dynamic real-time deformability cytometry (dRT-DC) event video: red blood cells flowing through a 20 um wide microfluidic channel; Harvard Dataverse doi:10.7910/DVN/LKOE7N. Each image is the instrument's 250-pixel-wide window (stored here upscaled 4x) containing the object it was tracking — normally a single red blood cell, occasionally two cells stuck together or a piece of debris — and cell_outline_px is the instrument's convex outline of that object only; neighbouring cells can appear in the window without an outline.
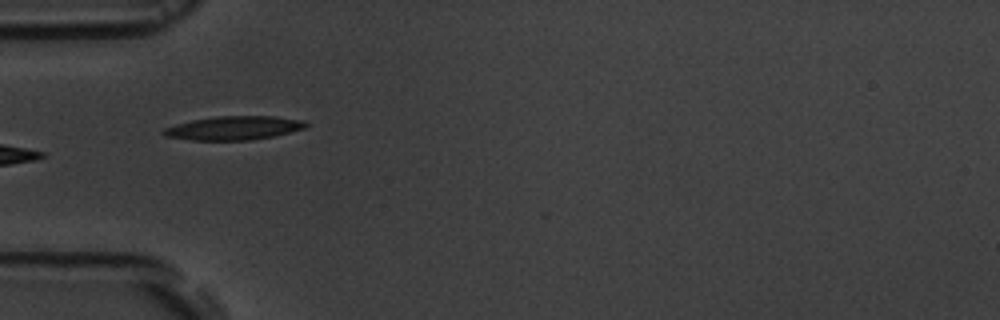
{"species": "common noctule bat (a hibernating species)", "species_latin": "Nyctalus noctula", "temperature_condition": "room temperature", "stored_images_in_passage": 17, "camera_frame_rate_fps": 3000, "um_per_image_px": 0.085, "animal": {"sex": "male", "body_mass_g": 19.5, "forearm_length_mm": 54.6}, "frame": {"image": 1, "passage_image": 6, "time_ms": 6.0, "image_size_px": [1000, 320], "cell_outline_px": [[308, 124], [304, 128], [272, 136], [252, 140], [192, 140], [164, 136], [160, 132], [164, 128], [176, 124], [192, 120], [216, 116], [276, 116], [304, 120]], "centroid_in_image_um": [19.84, 10.87], "position_along_channel_um": 65.2, "area_um2": 19.65}}
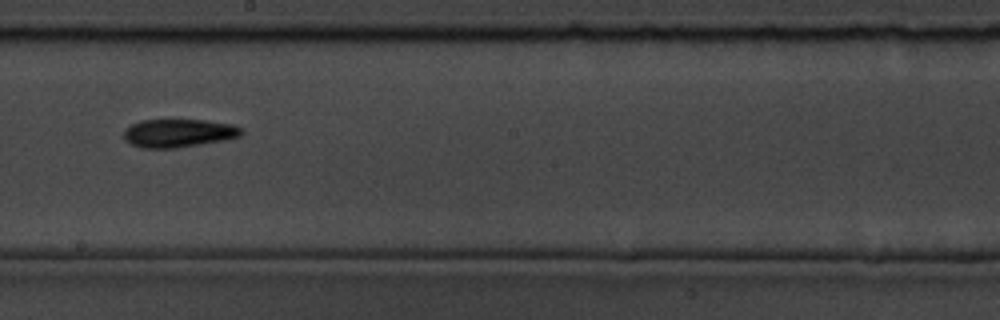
{"frame": {"image": 2, "passage_image": 10, "time_ms": 10.667, "image_size_px": [1000, 320], "cell_outline_px": [[244, 132], [240, 136], [224, 140], [176, 148], [140, 148], [124, 140], [124, 128], [140, 120], [204, 120], [232, 124], [240, 128]], "centroid_in_image_um": [15.14, 11.31], "position_along_channel_um": 233.1, "area_um2": 19.36}}
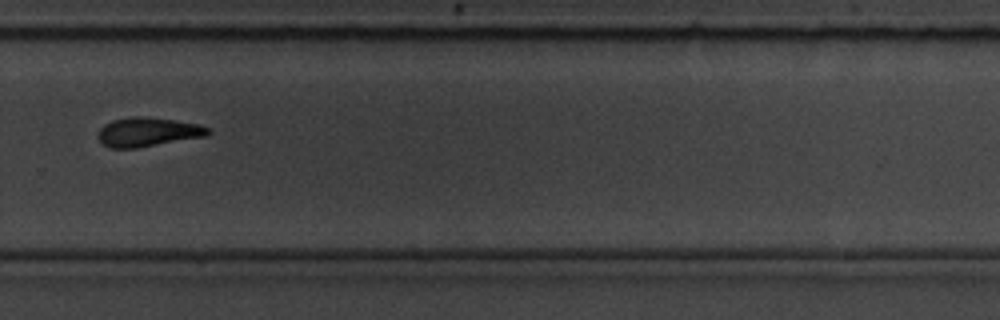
{"frame": {"image": 3, "passage_image": 12, "time_ms": 13.0, "image_size_px": [1000, 320], "cell_outline_px": [[212, 132], [204, 136], [136, 148], [112, 148], [104, 144], [96, 136], [100, 128], [104, 124], [112, 120], [132, 116], [144, 116], [200, 124], [212, 128]], "centroid_in_image_um": [12.56, 11.21], "position_along_channel_um": 317.2, "area_um2": 18.61}, "authors_computed_cell_mechanics": {"area_um2": 18.6116, "velocity_mm_per_s": 3.6122, "shape_relaxation_time_tau1_ms": 5.4834, "shape_relaxation_time_tau2_ms": null, "deformation_change_tau1": 0.1327, "deformation_change_tau2": null}}